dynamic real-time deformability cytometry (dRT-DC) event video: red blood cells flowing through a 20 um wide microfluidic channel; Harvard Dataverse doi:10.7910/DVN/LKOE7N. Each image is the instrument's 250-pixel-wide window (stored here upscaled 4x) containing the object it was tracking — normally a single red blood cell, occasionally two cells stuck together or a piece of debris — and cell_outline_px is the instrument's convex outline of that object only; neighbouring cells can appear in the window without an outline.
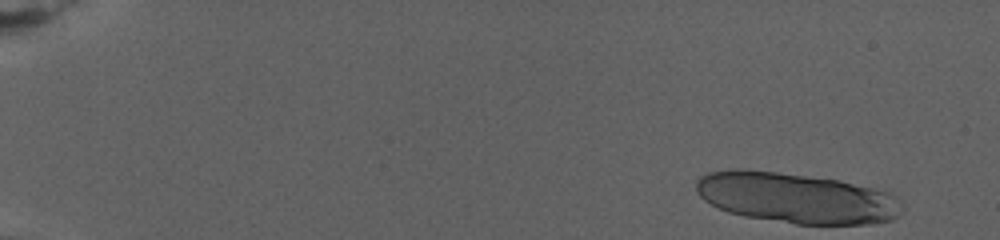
{"species": "human", "species_latin": "Homo sapiens", "temperature_condition": "warm", "stored_images_in_passage": 21, "camera_frame_rate_fps": 3000, "um_per_image_px": 0.085, "donor": {"sex": "female"}, "frame": {"image": 1, "passage_image": 1, "time_ms": 0.0, "image_size_px": [1000, 240], "cell_outline_px": [[904, 212], [900, 216], [892, 220], [872, 224], [796, 224], [744, 216], [728, 212], [704, 200], [696, 192], [696, 180], [700, 176], [708, 172], [736, 168], [776, 172], [840, 180], [872, 188], [896, 196], [904, 204]], "centroid_in_image_um": [67.71, 16.83], "position_along_channel_um": 17.3, "area_um2": 60.81}}